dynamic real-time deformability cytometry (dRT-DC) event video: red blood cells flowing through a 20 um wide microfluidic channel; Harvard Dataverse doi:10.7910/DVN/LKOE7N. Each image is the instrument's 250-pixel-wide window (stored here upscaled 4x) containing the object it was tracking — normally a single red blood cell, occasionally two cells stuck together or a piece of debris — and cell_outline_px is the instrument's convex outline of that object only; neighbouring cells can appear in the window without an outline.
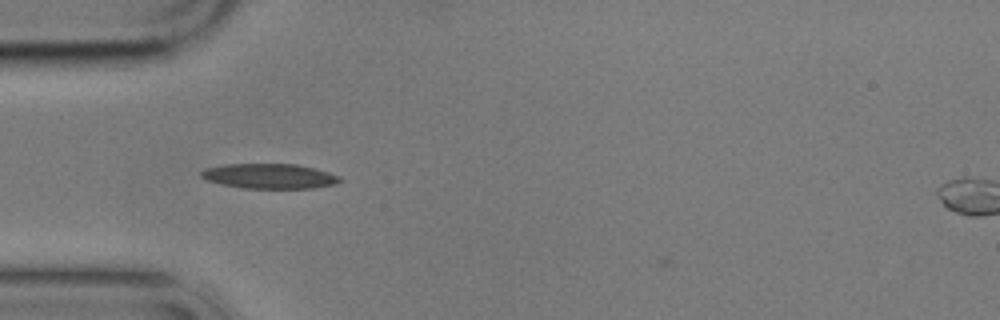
{"species": "common noctule bat (a hibernating species)", "species_latin": "Nyctalus noctula", "temperature_condition": "cold", "stored_images_in_passage": 2, "camera_frame_rate_fps": 3000, "um_per_image_px": 0.085, "animal": {"sex": "male", "body_mass_g": 17.9}, "frame": {"image": 1, "passage_image": 2, "time_ms": 1.333, "image_size_px": [1000, 320], "cell_outline_px": [[344, 180], [336, 184], [312, 188], [244, 188], [220, 184], [208, 180], [200, 176], [200, 172], [204, 168], [224, 164], [296, 164], [328, 172], [340, 176]], "centroid_in_image_um": [22.9, 14.97], "position_along_channel_um": 62.1, "area_um2": 20.17}}